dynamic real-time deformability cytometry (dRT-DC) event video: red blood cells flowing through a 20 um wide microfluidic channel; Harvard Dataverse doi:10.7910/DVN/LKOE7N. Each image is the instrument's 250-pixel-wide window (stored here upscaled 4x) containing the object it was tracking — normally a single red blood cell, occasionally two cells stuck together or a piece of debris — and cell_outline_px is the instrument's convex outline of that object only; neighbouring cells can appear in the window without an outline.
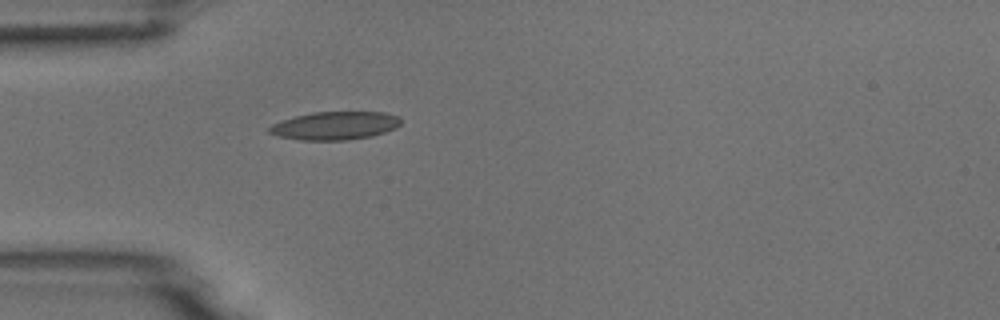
{"species": "common noctule bat (a hibernating species)", "species_latin": "Nyctalus noctula", "temperature_condition": "room temperature", "stored_images_in_passage": 1, "camera_frame_rate_fps": 3000, "um_per_image_px": 0.085, "animal": {"sex": "male", "body_mass_g": 18.8}, "frame": {"image": 1, "passage_image": 1, "time_ms": 0.0, "image_size_px": [1000, 320], "cell_outline_px": [[400, 124], [396, 128], [372, 136], [348, 140], [300, 140], [280, 136], [268, 132], [268, 128], [272, 124], [296, 116], [312, 112], [384, 112], [400, 116]], "centroid_in_image_um": [28.5, 10.68], "position_along_channel_um": 56.5, "area_um2": 21.5}}